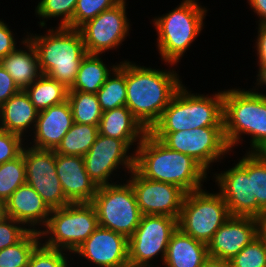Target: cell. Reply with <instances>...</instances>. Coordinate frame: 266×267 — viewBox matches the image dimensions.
Listing matches in <instances>:
<instances>
[{"label":"cell","instance_id":"cell-36","mask_svg":"<svg viewBox=\"0 0 266 267\" xmlns=\"http://www.w3.org/2000/svg\"><path fill=\"white\" fill-rule=\"evenodd\" d=\"M118 0H77L73 15V29L118 4Z\"/></svg>","mask_w":266,"mask_h":267},{"label":"cell","instance_id":"cell-47","mask_svg":"<svg viewBox=\"0 0 266 267\" xmlns=\"http://www.w3.org/2000/svg\"><path fill=\"white\" fill-rule=\"evenodd\" d=\"M261 232L266 236V213L261 220Z\"/></svg>","mask_w":266,"mask_h":267},{"label":"cell","instance_id":"cell-2","mask_svg":"<svg viewBox=\"0 0 266 267\" xmlns=\"http://www.w3.org/2000/svg\"><path fill=\"white\" fill-rule=\"evenodd\" d=\"M134 152V169L144 178L177 185L186 193L202 189L207 179V171L197 161L169 149L149 132Z\"/></svg>","mask_w":266,"mask_h":267},{"label":"cell","instance_id":"cell-17","mask_svg":"<svg viewBox=\"0 0 266 267\" xmlns=\"http://www.w3.org/2000/svg\"><path fill=\"white\" fill-rule=\"evenodd\" d=\"M73 254H79L95 267H129L128 238L101 226Z\"/></svg>","mask_w":266,"mask_h":267},{"label":"cell","instance_id":"cell-7","mask_svg":"<svg viewBox=\"0 0 266 267\" xmlns=\"http://www.w3.org/2000/svg\"><path fill=\"white\" fill-rule=\"evenodd\" d=\"M99 226L97 213L91 203H70L62 208L52 209L40 237L44 246L74 253L76 249Z\"/></svg>","mask_w":266,"mask_h":267},{"label":"cell","instance_id":"cell-10","mask_svg":"<svg viewBox=\"0 0 266 267\" xmlns=\"http://www.w3.org/2000/svg\"><path fill=\"white\" fill-rule=\"evenodd\" d=\"M169 149L186 154L206 171L231 151L223 127H202L178 132H149Z\"/></svg>","mask_w":266,"mask_h":267},{"label":"cell","instance_id":"cell-46","mask_svg":"<svg viewBox=\"0 0 266 267\" xmlns=\"http://www.w3.org/2000/svg\"><path fill=\"white\" fill-rule=\"evenodd\" d=\"M7 217L6 202L0 199V222Z\"/></svg>","mask_w":266,"mask_h":267},{"label":"cell","instance_id":"cell-41","mask_svg":"<svg viewBox=\"0 0 266 267\" xmlns=\"http://www.w3.org/2000/svg\"><path fill=\"white\" fill-rule=\"evenodd\" d=\"M19 91L13 78L0 64V106Z\"/></svg>","mask_w":266,"mask_h":267},{"label":"cell","instance_id":"cell-11","mask_svg":"<svg viewBox=\"0 0 266 267\" xmlns=\"http://www.w3.org/2000/svg\"><path fill=\"white\" fill-rule=\"evenodd\" d=\"M177 228V218L142 215L134 234L128 238L129 267H155L151 260L159 254L163 263L171 235Z\"/></svg>","mask_w":266,"mask_h":267},{"label":"cell","instance_id":"cell-27","mask_svg":"<svg viewBox=\"0 0 266 267\" xmlns=\"http://www.w3.org/2000/svg\"><path fill=\"white\" fill-rule=\"evenodd\" d=\"M24 91L38 112L63 103L67 100L68 94V89L63 84L45 74H42Z\"/></svg>","mask_w":266,"mask_h":267},{"label":"cell","instance_id":"cell-4","mask_svg":"<svg viewBox=\"0 0 266 267\" xmlns=\"http://www.w3.org/2000/svg\"><path fill=\"white\" fill-rule=\"evenodd\" d=\"M47 32L46 35H28L27 32L37 51L41 73L70 89L87 55L82 35L78 29L59 26Z\"/></svg>","mask_w":266,"mask_h":267},{"label":"cell","instance_id":"cell-26","mask_svg":"<svg viewBox=\"0 0 266 267\" xmlns=\"http://www.w3.org/2000/svg\"><path fill=\"white\" fill-rule=\"evenodd\" d=\"M117 66L118 64H113V66H109V70L106 64L103 63L100 55L87 54L82 59L76 80L68 91H82L96 94Z\"/></svg>","mask_w":266,"mask_h":267},{"label":"cell","instance_id":"cell-30","mask_svg":"<svg viewBox=\"0 0 266 267\" xmlns=\"http://www.w3.org/2000/svg\"><path fill=\"white\" fill-rule=\"evenodd\" d=\"M244 156L237 164L251 177L252 195L266 213V153L246 152Z\"/></svg>","mask_w":266,"mask_h":267},{"label":"cell","instance_id":"cell-37","mask_svg":"<svg viewBox=\"0 0 266 267\" xmlns=\"http://www.w3.org/2000/svg\"><path fill=\"white\" fill-rule=\"evenodd\" d=\"M64 252L66 251L46 247L41 242L32 252L27 267H70Z\"/></svg>","mask_w":266,"mask_h":267},{"label":"cell","instance_id":"cell-5","mask_svg":"<svg viewBox=\"0 0 266 267\" xmlns=\"http://www.w3.org/2000/svg\"><path fill=\"white\" fill-rule=\"evenodd\" d=\"M191 93L184 84L148 132H178L202 127H223V95Z\"/></svg>","mask_w":266,"mask_h":267},{"label":"cell","instance_id":"cell-33","mask_svg":"<svg viewBox=\"0 0 266 267\" xmlns=\"http://www.w3.org/2000/svg\"><path fill=\"white\" fill-rule=\"evenodd\" d=\"M26 183V167L22 153L0 165V199L7 201L12 193Z\"/></svg>","mask_w":266,"mask_h":267},{"label":"cell","instance_id":"cell-13","mask_svg":"<svg viewBox=\"0 0 266 267\" xmlns=\"http://www.w3.org/2000/svg\"><path fill=\"white\" fill-rule=\"evenodd\" d=\"M126 6V2H119L78 28L87 54L101 55L107 50L119 48L125 41L130 30Z\"/></svg>","mask_w":266,"mask_h":267},{"label":"cell","instance_id":"cell-39","mask_svg":"<svg viewBox=\"0 0 266 267\" xmlns=\"http://www.w3.org/2000/svg\"><path fill=\"white\" fill-rule=\"evenodd\" d=\"M19 135L0 129V165L18 157L25 144Z\"/></svg>","mask_w":266,"mask_h":267},{"label":"cell","instance_id":"cell-42","mask_svg":"<svg viewBox=\"0 0 266 267\" xmlns=\"http://www.w3.org/2000/svg\"><path fill=\"white\" fill-rule=\"evenodd\" d=\"M257 59L260 70L266 65V24L258 25V37L256 39Z\"/></svg>","mask_w":266,"mask_h":267},{"label":"cell","instance_id":"cell-12","mask_svg":"<svg viewBox=\"0 0 266 267\" xmlns=\"http://www.w3.org/2000/svg\"><path fill=\"white\" fill-rule=\"evenodd\" d=\"M21 153L26 167V183L36 190L48 207L52 210L69 205L71 202L57 176L55 151L24 145Z\"/></svg>","mask_w":266,"mask_h":267},{"label":"cell","instance_id":"cell-34","mask_svg":"<svg viewBox=\"0 0 266 267\" xmlns=\"http://www.w3.org/2000/svg\"><path fill=\"white\" fill-rule=\"evenodd\" d=\"M77 0H40L35 12L38 17H42L40 26L45 27V19L60 17L59 27L73 29V15Z\"/></svg>","mask_w":266,"mask_h":267},{"label":"cell","instance_id":"cell-20","mask_svg":"<svg viewBox=\"0 0 266 267\" xmlns=\"http://www.w3.org/2000/svg\"><path fill=\"white\" fill-rule=\"evenodd\" d=\"M74 124L72 109L68 100L38 112L34 129V143L37 149L55 150L64 135Z\"/></svg>","mask_w":266,"mask_h":267},{"label":"cell","instance_id":"cell-44","mask_svg":"<svg viewBox=\"0 0 266 267\" xmlns=\"http://www.w3.org/2000/svg\"><path fill=\"white\" fill-rule=\"evenodd\" d=\"M201 267H232L230 260L208 256Z\"/></svg>","mask_w":266,"mask_h":267},{"label":"cell","instance_id":"cell-24","mask_svg":"<svg viewBox=\"0 0 266 267\" xmlns=\"http://www.w3.org/2000/svg\"><path fill=\"white\" fill-rule=\"evenodd\" d=\"M23 39L21 45H25L24 50L16 49L0 60L1 66L13 78L20 90L30 86L42 75L34 45L27 36Z\"/></svg>","mask_w":266,"mask_h":267},{"label":"cell","instance_id":"cell-35","mask_svg":"<svg viewBox=\"0 0 266 267\" xmlns=\"http://www.w3.org/2000/svg\"><path fill=\"white\" fill-rule=\"evenodd\" d=\"M230 262L232 267H266V236L261 232Z\"/></svg>","mask_w":266,"mask_h":267},{"label":"cell","instance_id":"cell-38","mask_svg":"<svg viewBox=\"0 0 266 267\" xmlns=\"http://www.w3.org/2000/svg\"><path fill=\"white\" fill-rule=\"evenodd\" d=\"M29 231V227L26 228L17 220L6 217L0 222V251L19 242Z\"/></svg>","mask_w":266,"mask_h":267},{"label":"cell","instance_id":"cell-45","mask_svg":"<svg viewBox=\"0 0 266 267\" xmlns=\"http://www.w3.org/2000/svg\"><path fill=\"white\" fill-rule=\"evenodd\" d=\"M257 83H256V88H254L255 90H259L258 87L259 85L260 86H263L265 85L266 86V65L263 66L259 71H258V74H257ZM258 86V87H257Z\"/></svg>","mask_w":266,"mask_h":267},{"label":"cell","instance_id":"cell-3","mask_svg":"<svg viewBox=\"0 0 266 267\" xmlns=\"http://www.w3.org/2000/svg\"><path fill=\"white\" fill-rule=\"evenodd\" d=\"M223 128L230 149L247 134L251 138L248 152L266 153V94L255 89L224 90Z\"/></svg>","mask_w":266,"mask_h":267},{"label":"cell","instance_id":"cell-40","mask_svg":"<svg viewBox=\"0 0 266 267\" xmlns=\"http://www.w3.org/2000/svg\"><path fill=\"white\" fill-rule=\"evenodd\" d=\"M13 35L15 34L8 25L0 20V60L18 48L16 38Z\"/></svg>","mask_w":266,"mask_h":267},{"label":"cell","instance_id":"cell-9","mask_svg":"<svg viewBox=\"0 0 266 267\" xmlns=\"http://www.w3.org/2000/svg\"><path fill=\"white\" fill-rule=\"evenodd\" d=\"M115 183L98 186L91 204L96 210L99 226L129 238L138 227L142 214L130 182Z\"/></svg>","mask_w":266,"mask_h":267},{"label":"cell","instance_id":"cell-6","mask_svg":"<svg viewBox=\"0 0 266 267\" xmlns=\"http://www.w3.org/2000/svg\"><path fill=\"white\" fill-rule=\"evenodd\" d=\"M197 1L183 0L179 6L152 21L158 34L156 42L161 59L171 67L180 62L204 28L207 8Z\"/></svg>","mask_w":266,"mask_h":267},{"label":"cell","instance_id":"cell-21","mask_svg":"<svg viewBox=\"0 0 266 267\" xmlns=\"http://www.w3.org/2000/svg\"><path fill=\"white\" fill-rule=\"evenodd\" d=\"M6 213L7 217L17 220L25 227L29 226L30 231L40 232L42 229L37 228L36 225L46 226L51 209L36 190L25 183L18 187L6 201Z\"/></svg>","mask_w":266,"mask_h":267},{"label":"cell","instance_id":"cell-29","mask_svg":"<svg viewBox=\"0 0 266 267\" xmlns=\"http://www.w3.org/2000/svg\"><path fill=\"white\" fill-rule=\"evenodd\" d=\"M96 95L103 112L126 106L125 61L118 64Z\"/></svg>","mask_w":266,"mask_h":267},{"label":"cell","instance_id":"cell-32","mask_svg":"<svg viewBox=\"0 0 266 267\" xmlns=\"http://www.w3.org/2000/svg\"><path fill=\"white\" fill-rule=\"evenodd\" d=\"M40 233L29 231L19 242L0 251V267H27L34 249L41 243Z\"/></svg>","mask_w":266,"mask_h":267},{"label":"cell","instance_id":"cell-15","mask_svg":"<svg viewBox=\"0 0 266 267\" xmlns=\"http://www.w3.org/2000/svg\"><path fill=\"white\" fill-rule=\"evenodd\" d=\"M130 174L128 181L142 215H166L178 219L186 195L183 189L144 178L135 169Z\"/></svg>","mask_w":266,"mask_h":267},{"label":"cell","instance_id":"cell-31","mask_svg":"<svg viewBox=\"0 0 266 267\" xmlns=\"http://www.w3.org/2000/svg\"><path fill=\"white\" fill-rule=\"evenodd\" d=\"M67 100L75 123L99 126L103 111L95 93L68 91Z\"/></svg>","mask_w":266,"mask_h":267},{"label":"cell","instance_id":"cell-8","mask_svg":"<svg viewBox=\"0 0 266 267\" xmlns=\"http://www.w3.org/2000/svg\"><path fill=\"white\" fill-rule=\"evenodd\" d=\"M230 216L221 194L208 193L202 188L186 193L177 226L184 234L208 244Z\"/></svg>","mask_w":266,"mask_h":267},{"label":"cell","instance_id":"cell-1","mask_svg":"<svg viewBox=\"0 0 266 267\" xmlns=\"http://www.w3.org/2000/svg\"><path fill=\"white\" fill-rule=\"evenodd\" d=\"M173 69L159 70L125 61L126 107L149 131L183 85Z\"/></svg>","mask_w":266,"mask_h":267},{"label":"cell","instance_id":"cell-16","mask_svg":"<svg viewBox=\"0 0 266 267\" xmlns=\"http://www.w3.org/2000/svg\"><path fill=\"white\" fill-rule=\"evenodd\" d=\"M219 193L226 202L231 216L253 217L259 220L265 212L252 195L251 177L238 165L214 174Z\"/></svg>","mask_w":266,"mask_h":267},{"label":"cell","instance_id":"cell-43","mask_svg":"<svg viewBox=\"0 0 266 267\" xmlns=\"http://www.w3.org/2000/svg\"><path fill=\"white\" fill-rule=\"evenodd\" d=\"M248 3L259 17L258 25L266 24V0H248Z\"/></svg>","mask_w":266,"mask_h":267},{"label":"cell","instance_id":"cell-14","mask_svg":"<svg viewBox=\"0 0 266 267\" xmlns=\"http://www.w3.org/2000/svg\"><path fill=\"white\" fill-rule=\"evenodd\" d=\"M131 148L124 140L98 133L94 144L83 156L86 172L97 186L112 184L109 179L119 165L127 168L128 174L134 169L135 152L128 153Z\"/></svg>","mask_w":266,"mask_h":267},{"label":"cell","instance_id":"cell-25","mask_svg":"<svg viewBox=\"0 0 266 267\" xmlns=\"http://www.w3.org/2000/svg\"><path fill=\"white\" fill-rule=\"evenodd\" d=\"M207 257V244L177 228L171 235L163 264L164 267H201Z\"/></svg>","mask_w":266,"mask_h":267},{"label":"cell","instance_id":"cell-28","mask_svg":"<svg viewBox=\"0 0 266 267\" xmlns=\"http://www.w3.org/2000/svg\"><path fill=\"white\" fill-rule=\"evenodd\" d=\"M98 133V126L74 122L54 150L55 154L83 157L94 144Z\"/></svg>","mask_w":266,"mask_h":267},{"label":"cell","instance_id":"cell-19","mask_svg":"<svg viewBox=\"0 0 266 267\" xmlns=\"http://www.w3.org/2000/svg\"><path fill=\"white\" fill-rule=\"evenodd\" d=\"M56 172L71 203H91L98 186L90 178L81 156L56 154Z\"/></svg>","mask_w":266,"mask_h":267},{"label":"cell","instance_id":"cell-18","mask_svg":"<svg viewBox=\"0 0 266 267\" xmlns=\"http://www.w3.org/2000/svg\"><path fill=\"white\" fill-rule=\"evenodd\" d=\"M261 233V220L230 216L207 244L208 256L230 260Z\"/></svg>","mask_w":266,"mask_h":267},{"label":"cell","instance_id":"cell-23","mask_svg":"<svg viewBox=\"0 0 266 267\" xmlns=\"http://www.w3.org/2000/svg\"><path fill=\"white\" fill-rule=\"evenodd\" d=\"M98 131L103 136L124 140L130 146L135 142L138 146L148 132L126 106L104 111Z\"/></svg>","mask_w":266,"mask_h":267},{"label":"cell","instance_id":"cell-22","mask_svg":"<svg viewBox=\"0 0 266 267\" xmlns=\"http://www.w3.org/2000/svg\"><path fill=\"white\" fill-rule=\"evenodd\" d=\"M37 117L38 110L20 90L0 106V129L23 137L28 129H35Z\"/></svg>","mask_w":266,"mask_h":267}]
</instances>
